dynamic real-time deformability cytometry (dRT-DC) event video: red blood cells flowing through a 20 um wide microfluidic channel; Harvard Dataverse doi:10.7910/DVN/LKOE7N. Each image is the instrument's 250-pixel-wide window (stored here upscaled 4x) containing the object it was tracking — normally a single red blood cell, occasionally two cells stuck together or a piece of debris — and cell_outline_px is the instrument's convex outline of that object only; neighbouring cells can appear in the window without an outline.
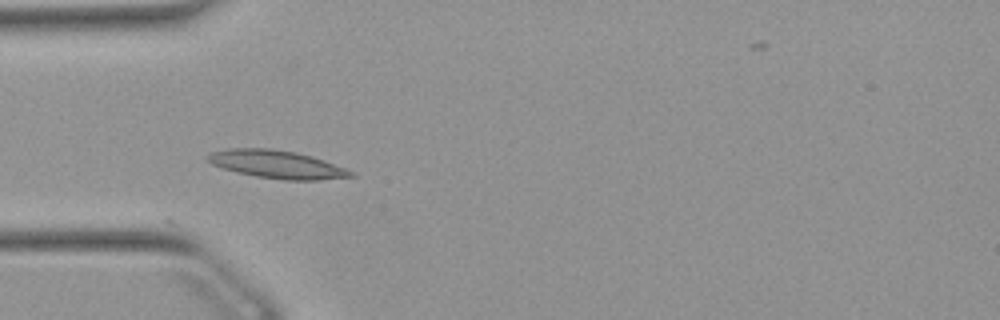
{"species": "Egyptian fruit bat (a non-hibernating species)", "species_latin": "Rousettus aegyptiacus", "temperature_condition": "warm", "stored_images_in_passage": 38, "camera_frame_rate_fps": 3000, "um_per_image_px": 0.085, "animal": {"sex": "female"}, "frame": {"image": 1, "passage_image": 1, "time_ms": 0.0, "image_size_px": [1000, 320], "cell_outline_px": [[356, 176], [320, 180], [284, 180], [256, 176], [236, 172], [212, 164], [204, 156], [208, 152], [228, 148], [272, 148], [296, 152], [312, 156], [324, 160], [356, 172]], "centroid_in_image_um": [23.54, 13.96], "position_along_channel_um": 61.5, "area_um2": 23.58}}
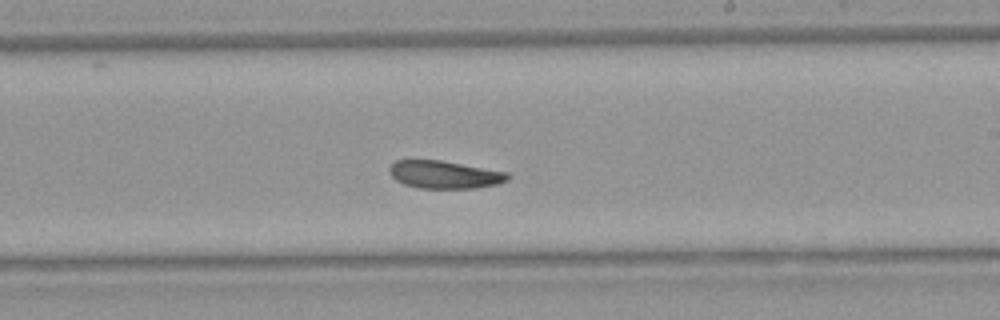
{"frame": {"image": 2, "passage_image": 16, "time_ms": 5.0, "image_size_px": [1000, 320], "cell_outline_px": [[512, 176], [508, 180], [500, 184], [476, 188], [416, 188], [404, 184], [396, 180], [388, 172], [388, 168], [396, 160], [440, 160], [508, 172]], "centroid_in_image_um": [37.81, 14.85], "position_along_channel_um": 251.2, "area_um2": 19.31}}
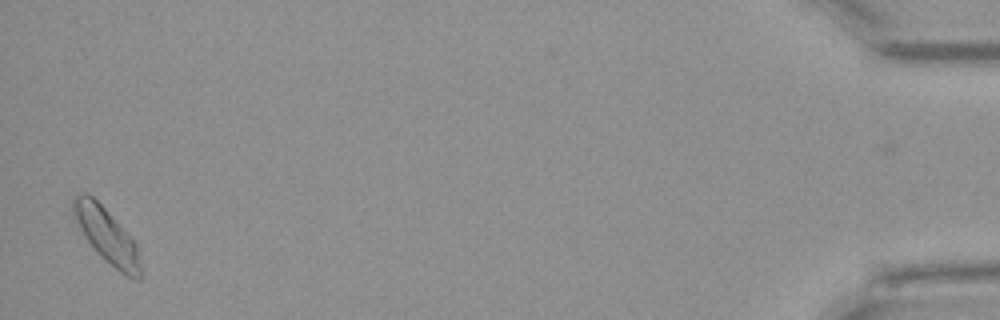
{"frame": {"image": 3, "passage_image": 37, "time_ms": 12.0, "image_size_px": [1000, 320], "cell_outline_px": [[140, 280], [136, 280], [120, 272], [100, 256], [84, 236], [76, 220], [72, 208], [72, 200], [76, 192], [88, 192], [108, 212], [140, 248]], "centroid_in_image_um": [9.07, 20.01], "position_along_channel_um": 426.1, "area_um2": 21.27}, "authors_computed_cell_mechanics": {"area_um2": 19.7676, "velocity_mm_per_s": 3.8367, "shape_relaxation_time_tau1_ms": 5.9655, "shape_relaxation_time_tau2_ms": 4.1105, "deformation_change_tau1": 0.1311, "deformation_change_tau2": 0.1049}}